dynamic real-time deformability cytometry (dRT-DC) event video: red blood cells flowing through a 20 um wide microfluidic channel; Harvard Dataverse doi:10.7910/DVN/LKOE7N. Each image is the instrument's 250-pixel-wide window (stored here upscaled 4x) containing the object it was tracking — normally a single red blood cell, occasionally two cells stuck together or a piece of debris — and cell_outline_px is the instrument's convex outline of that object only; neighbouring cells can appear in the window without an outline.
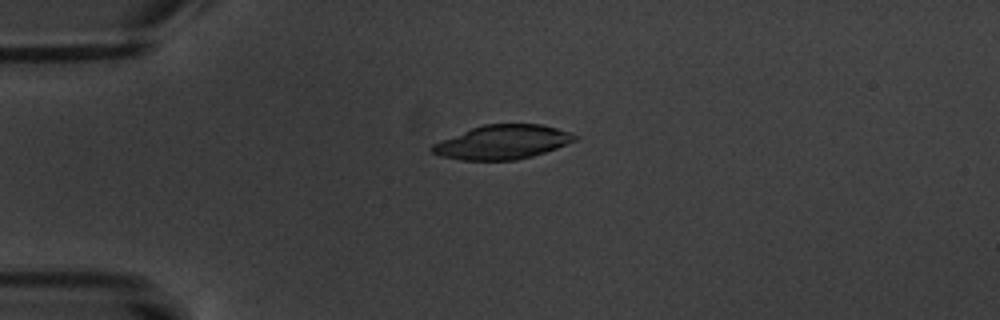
{"species": "common noctule bat (a hibernating species)", "species_latin": "Nyctalus noctula", "temperature_condition": "warm", "stored_images_in_passage": 5, "camera_frame_rate_fps": 3000, "um_per_image_px": 0.085, "animal": {"sex": "male", "body_mass_g": 20.1, "forearm_length_mm": 53.5}, "frame": {"image": 1, "passage_image": 4, "time_ms": 4.333, "image_size_px": [1000, 320], "cell_outline_px": [[580, 136], [576, 140], [556, 148], [532, 156], [516, 160], [460, 160], [440, 156], [432, 152], [428, 148], [432, 144], [440, 140], [472, 128], [484, 124], [540, 124], [572, 132]], "centroid_in_image_um": [42.7, 12.08], "position_along_channel_um": 42.3, "area_um2": 28.38}}